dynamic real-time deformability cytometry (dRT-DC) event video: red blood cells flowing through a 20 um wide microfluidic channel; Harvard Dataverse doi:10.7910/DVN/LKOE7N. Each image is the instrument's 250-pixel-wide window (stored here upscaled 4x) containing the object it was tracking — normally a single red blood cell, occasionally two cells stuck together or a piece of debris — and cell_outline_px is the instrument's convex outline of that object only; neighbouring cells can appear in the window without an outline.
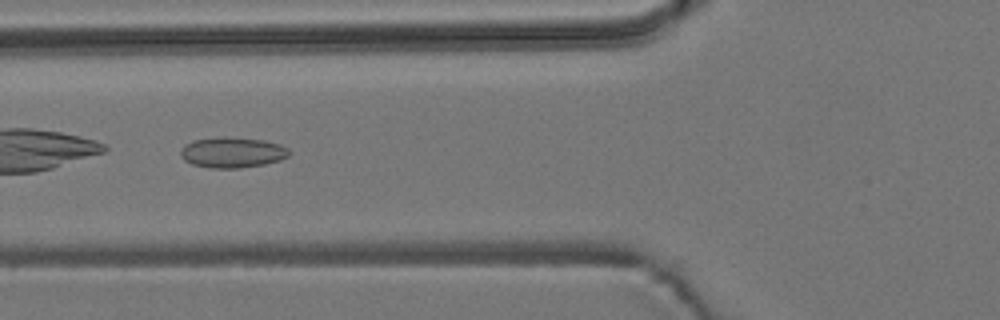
{"species": "common noctule bat (a hibernating species)", "species_latin": "Nyctalus noctula", "temperature_condition": "room temperature", "stored_images_in_passage": 10, "camera_frame_rate_fps": 3000, "um_per_image_px": 0.085, "animal": {"sex": "male", "body_mass_g": 19.2, "forearm_length_mm": 51.8}, "frame": {"image": 1, "passage_image": 4, "time_ms": 1.0, "image_size_px": [1000, 320], "cell_outline_px": [[292, 152], [288, 156], [280, 160], [264, 164], [240, 168], [212, 168], [192, 164], [184, 160], [180, 156], [180, 152], [184, 144], [192, 140], [220, 136], [224, 136], [264, 140], [280, 144], [288, 148]], "centroid_in_image_um": [19.74, 12.94], "position_along_channel_um": 106.1, "area_um2": 19.59}}
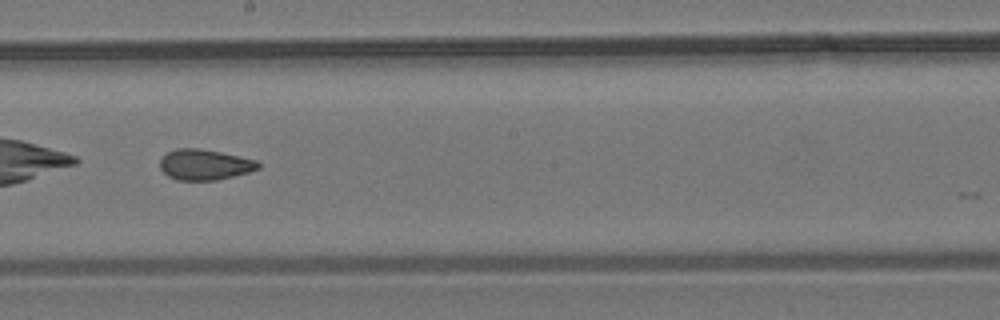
{"frame": {"image": 2, "passage_image": 7, "time_ms": 2.0, "image_size_px": [1000, 320], "cell_outline_px": [[260, 168], [248, 172], [216, 180], [176, 180], [168, 176], [160, 168], [160, 160], [168, 152], [176, 148], [200, 148], [220, 152], [256, 160], [260, 164]], "centroid_in_image_um": [17.38, 13.99], "position_along_channel_um": 230.8, "area_um2": 17.4}}
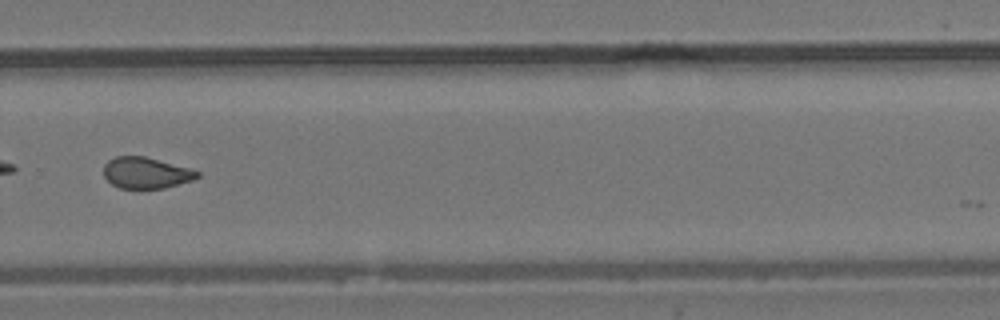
{"frame": {"image": 3, "passage_image": 9, "time_ms": 2.667, "image_size_px": [1000, 320], "cell_outline_px": [[200, 176], [192, 180], [164, 188], [120, 188], [112, 184], [104, 176], [104, 164], [108, 160], [116, 156], [144, 156], [192, 168], [200, 172]], "centroid_in_image_um": [12.43, 14.68], "position_along_channel_um": 317.4, "area_um2": 17.05}}